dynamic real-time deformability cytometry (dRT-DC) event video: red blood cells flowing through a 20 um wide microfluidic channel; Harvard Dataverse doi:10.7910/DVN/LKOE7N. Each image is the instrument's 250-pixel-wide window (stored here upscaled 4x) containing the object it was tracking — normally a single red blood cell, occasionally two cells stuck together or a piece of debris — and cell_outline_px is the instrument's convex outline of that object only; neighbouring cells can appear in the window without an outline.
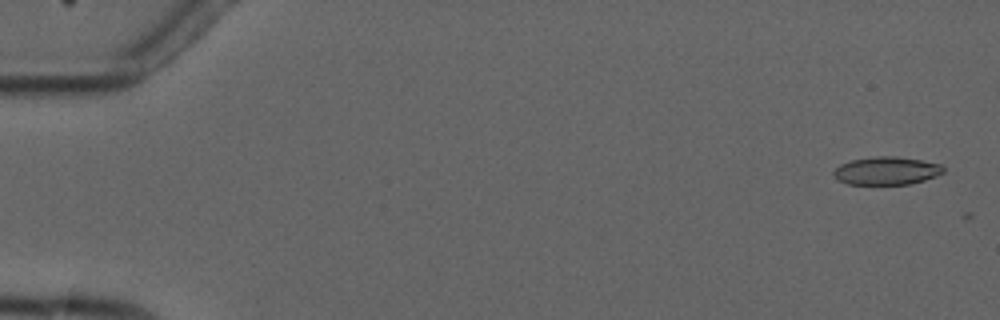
{"species": "common noctule bat (a hibernating species)", "species_latin": "Nyctalus noctula", "temperature_condition": "cold", "stored_images_in_passage": 3, "camera_frame_rate_fps": 3000, "um_per_image_px": 0.085, "animal": {"sex": "male", "forearm_length_mm": 52.5}, "frame": {"image": 1, "passage_image": 1, "time_ms": 0.0, "image_size_px": [1000, 320], "cell_outline_px": [[944, 172], [936, 176], [924, 180], [908, 184], [848, 184], [840, 180], [832, 172], [840, 164], [852, 160], [876, 156], [896, 156], [920, 160], [940, 164], [944, 168]], "centroid_in_image_um": [75.37, 14.51], "position_along_channel_um": 9.6, "area_um2": 17.69}}